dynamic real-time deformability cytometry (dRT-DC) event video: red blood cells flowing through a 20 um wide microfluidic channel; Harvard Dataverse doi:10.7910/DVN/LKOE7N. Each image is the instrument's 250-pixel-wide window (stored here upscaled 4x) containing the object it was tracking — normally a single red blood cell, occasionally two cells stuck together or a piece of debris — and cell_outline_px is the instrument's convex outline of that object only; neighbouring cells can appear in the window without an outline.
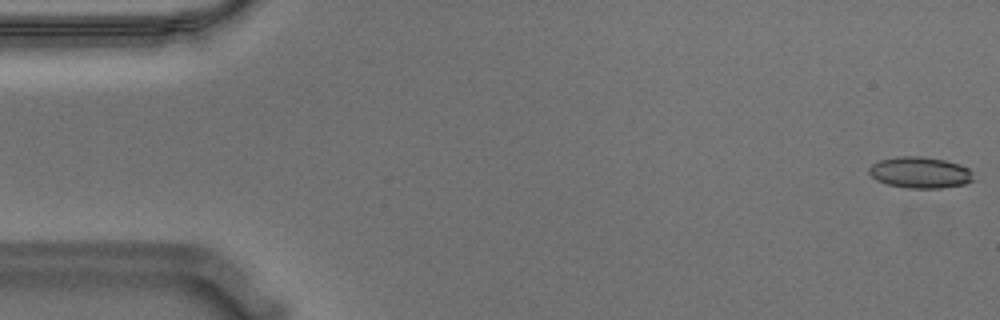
{"species": "Egyptian fruit bat (a non-hibernating species)", "species_latin": "Rousettus aegyptiacus", "temperature_condition": "warm", "stored_images_in_passage": 56, "camera_frame_rate_fps": 3000, "um_per_image_px": 0.085, "animal": {"sex": "male"}, "frame": {"image": 1, "passage_image": 1, "time_ms": 0.0, "image_size_px": [1000, 320], "cell_outline_px": [[976, 180], [964, 184], [940, 188], [908, 188], [888, 184], [876, 180], [868, 172], [868, 168], [872, 164], [880, 160], [900, 156], [920, 156], [944, 160], [960, 164], [968, 168], [972, 172]], "centroid_in_image_um": [78.23, 14.66], "position_along_channel_um": 6.8, "area_um2": 19.07}}
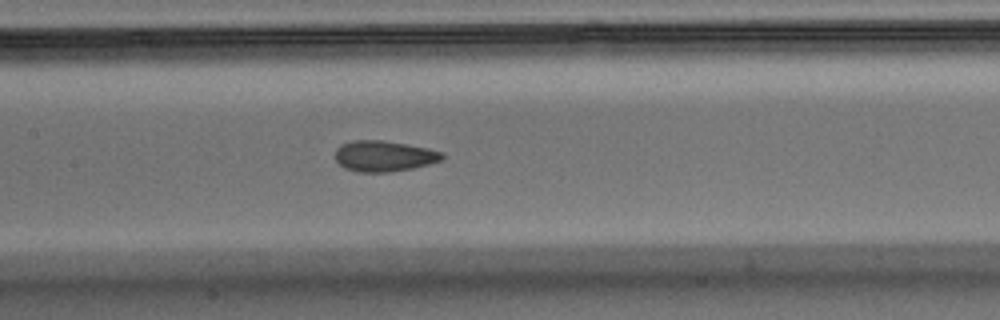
{"frame": {"image": 2, "passage_image": 26, "time_ms": 8.333, "image_size_px": [1000, 320], "cell_outline_px": [[444, 160], [412, 168], [388, 172], [356, 172], [344, 168], [336, 160], [336, 148], [340, 144], [352, 140], [380, 140], [428, 148], [444, 152]], "centroid_in_image_um": [32.63, 13.27], "position_along_channel_um": 174.8, "area_um2": 19.25}}
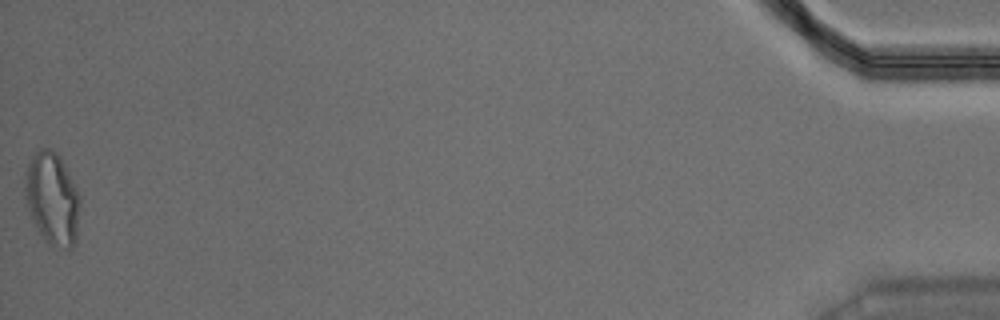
{"frame": {"image": 3, "passage_image": 56, "time_ms": 18.333, "image_size_px": [1000, 320], "cell_outline_px": [[80, 204], [76, 236], [72, 248], [68, 252], [48, 244], [40, 232], [28, 208], [24, 196], [24, 172], [28, 164], [36, 152], [40, 148], [48, 148], [56, 152], [60, 156], [80, 196]], "centroid_in_image_um": [4.44, 16.89], "position_along_channel_um": 430.8, "area_um2": 29.65}, "authors_computed_cell_mechanics": {"area_um2": 19.2763, "velocity_mm_per_s": 3.582, "shape_relaxation_time_tau1_ms": null, "shape_relaxation_time_tau2_ms": 1.6048, "deformation_change_tau1": null, "deformation_change_tau2": 0.0828}}